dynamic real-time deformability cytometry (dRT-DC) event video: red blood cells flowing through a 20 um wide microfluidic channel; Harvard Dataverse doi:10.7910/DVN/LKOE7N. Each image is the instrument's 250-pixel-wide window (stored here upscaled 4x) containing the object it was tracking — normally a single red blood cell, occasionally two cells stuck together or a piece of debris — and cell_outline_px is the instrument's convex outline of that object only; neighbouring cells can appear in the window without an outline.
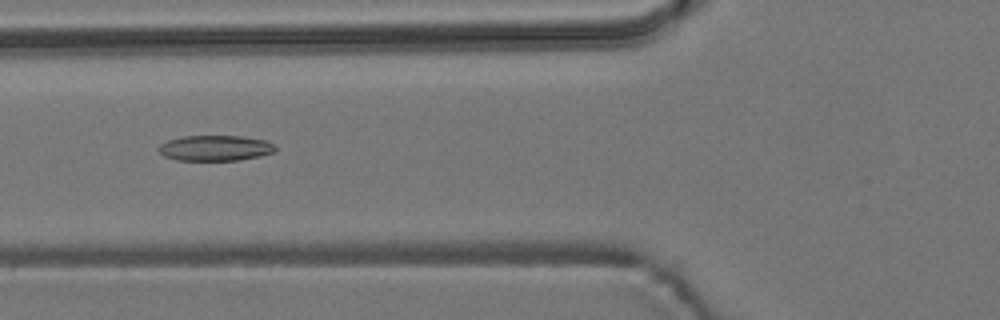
{"species": "common noctule bat (a hibernating species)", "species_latin": "Nyctalus noctula", "temperature_condition": "room temperature", "stored_images_in_passage": 8, "camera_frame_rate_fps": 3000, "um_per_image_px": 0.085, "animal": {"sex": "male", "body_mass_g": 19.2, "forearm_length_mm": 51.8}, "frame": {"image": 1, "passage_image": 6, "time_ms": 1.667, "image_size_px": [1000, 320], "cell_outline_px": [[276, 148], [272, 152], [260, 156], [240, 160], [176, 160], [164, 156], [160, 152], [160, 144], [168, 140], [184, 136], [240, 136], [264, 140], [272, 144]], "centroid_in_image_um": [18.28, 12.59], "position_along_channel_um": 107.5, "area_um2": 17.11}}
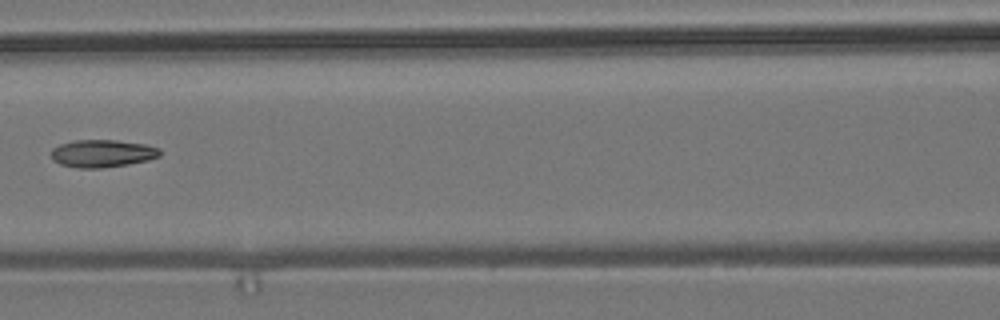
{"frame": {"image": 2, "passage_image": 7, "time_ms": 2.0, "image_size_px": [1000, 320], "cell_outline_px": [[160, 156], [148, 160], [128, 164], [104, 168], [76, 168], [60, 164], [52, 160], [52, 148], [60, 144], [76, 140], [116, 140], [144, 144], [160, 148]], "centroid_in_image_um": [8.69, 13.05], "position_along_channel_um": 157.9, "area_um2": 17.51}}
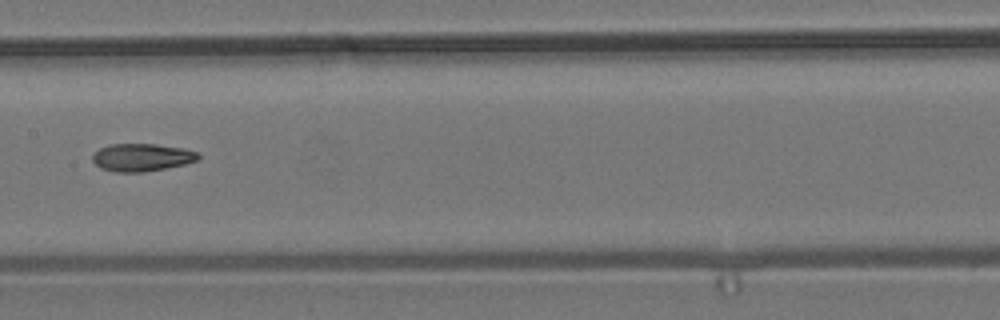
{"frame": {"image": 3, "passage_image": 8, "time_ms": 2.333, "image_size_px": [1000, 320], "cell_outline_px": [[200, 156], [196, 160], [184, 164], [144, 172], [116, 172], [100, 168], [92, 160], [92, 156], [100, 148], [108, 144], [156, 144], [180, 148], [200, 152]], "centroid_in_image_um": [12.03, 13.37], "position_along_channel_um": 195.4, "area_um2": 16.94}}